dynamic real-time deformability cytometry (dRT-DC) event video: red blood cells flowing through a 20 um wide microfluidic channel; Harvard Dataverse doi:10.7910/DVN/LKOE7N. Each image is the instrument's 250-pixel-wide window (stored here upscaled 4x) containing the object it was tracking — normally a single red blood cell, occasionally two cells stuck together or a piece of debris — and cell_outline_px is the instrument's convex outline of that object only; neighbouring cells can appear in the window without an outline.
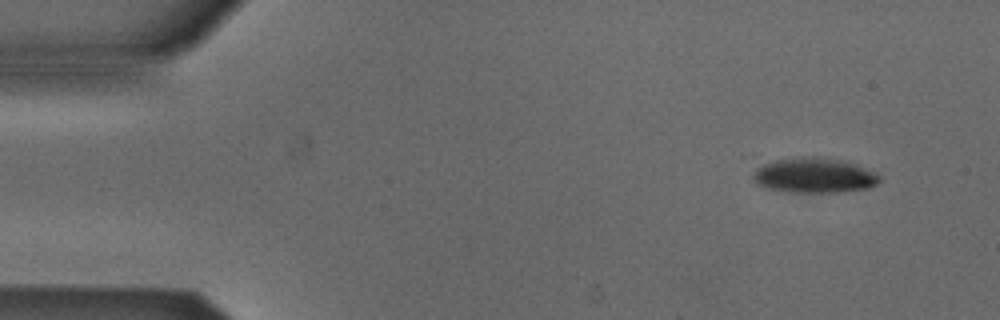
{"species": "Egyptian fruit bat (a non-hibernating species)", "species_latin": "Rousettus aegyptiacus", "temperature_condition": "cold", "stored_images_in_passage": 21, "camera_frame_rate_fps": 3000, "um_per_image_px": 0.085, "animal": {"sex": "male"}, "frame": {"image": 1, "passage_image": 1, "time_ms": 0.0, "image_size_px": [1000, 320], "cell_outline_px": [[880, 180], [876, 184], [868, 188], [836, 192], [792, 192], [764, 188], [756, 184], [752, 180], [752, 176], [756, 168], [764, 164], [776, 160], [800, 156], [820, 156], [844, 160], [856, 164], [876, 172], [880, 176]], "centroid_in_image_um": [69.19, 14.89], "position_along_channel_um": 15.8, "area_um2": 26.13}}
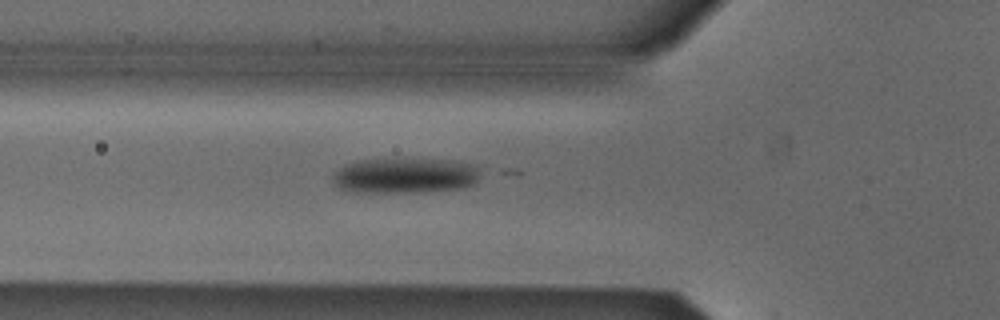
{"frame": {"image": 2, "passage_image": 15, "time_ms": 4.667, "image_size_px": [1000, 320], "cell_outline_px": [[480, 176], [472, 184], [460, 188], [424, 192], [356, 192], [340, 188], [332, 180], [332, 176], [344, 164], [364, 160], [448, 160], [468, 164], [476, 168]], "centroid_in_image_um": [34.38, 14.95], "position_along_channel_um": 91.4, "area_um2": 29.65}}
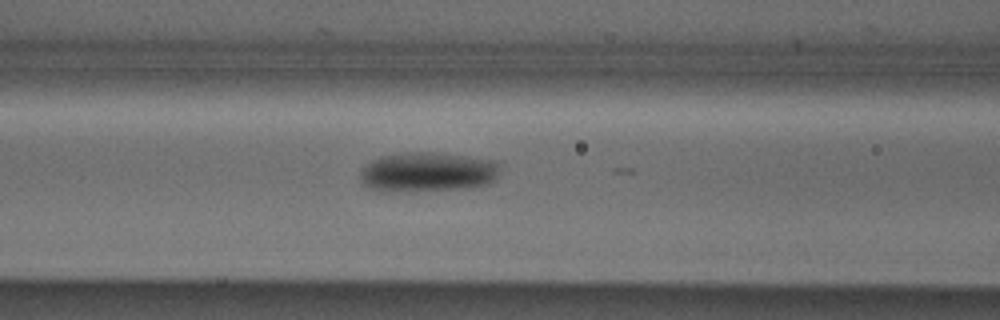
{"frame": {"image": 3, "passage_image": 18, "time_ms": 5.667, "image_size_px": [1000, 320], "cell_outline_px": [[500, 168], [496, 180], [488, 184], [468, 188], [392, 192], [380, 192], [368, 188], [360, 180], [360, 172], [372, 160], [380, 156], [412, 152], [428, 152], [492, 160], [500, 164]], "centroid_in_image_um": [36.33, 14.65], "position_along_channel_um": 130.3, "area_um2": 32.31}}